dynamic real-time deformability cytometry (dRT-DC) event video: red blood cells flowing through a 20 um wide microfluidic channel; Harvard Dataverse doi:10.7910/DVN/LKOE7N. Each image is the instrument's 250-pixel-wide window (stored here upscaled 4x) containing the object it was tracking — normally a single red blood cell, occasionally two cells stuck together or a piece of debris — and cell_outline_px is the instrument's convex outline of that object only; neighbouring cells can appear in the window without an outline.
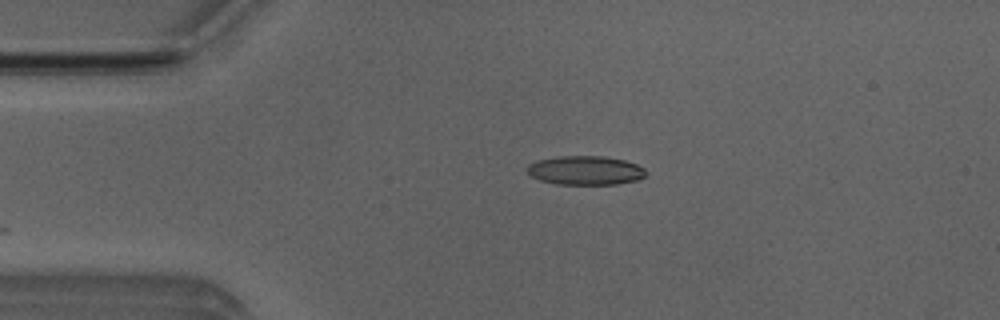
{"species": "Egyptian fruit bat (a non-hibernating species)", "species_latin": "Rousettus aegyptiacus", "temperature_condition": "room temperature", "stored_images_in_passage": 26, "camera_frame_rate_fps": 3000, "um_per_image_px": 0.085, "animal": {"sex": "male"}, "frame": {"image": 1, "passage_image": 1, "time_ms": 0.0, "image_size_px": [1000, 320], "cell_outline_px": [[648, 172], [640, 180], [616, 184], [556, 184], [540, 180], [532, 176], [524, 168], [528, 164], [540, 160], [556, 156], [604, 156], [624, 160], [636, 164], [644, 168]], "centroid_in_image_um": [49.77, 14.48], "position_along_channel_um": 35.2, "area_um2": 20.17}}
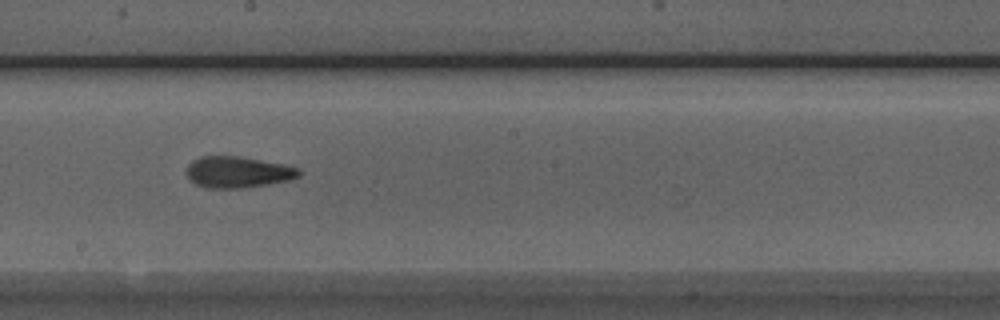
{"frame": {"image": 2, "passage_image": 18, "time_ms": 5.667, "image_size_px": [1000, 320], "cell_outline_px": [[300, 176], [288, 180], [268, 184], [240, 188], [204, 188], [196, 184], [188, 176], [188, 164], [192, 160], [200, 156], [236, 156], [284, 164], [300, 168]], "centroid_in_image_um": [20.22, 14.63], "position_along_channel_um": 228.0, "area_um2": 20.35}}
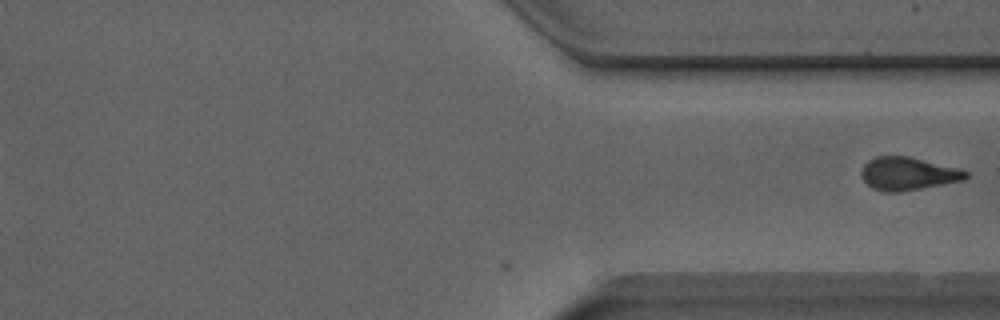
{"frame": {"image": 3, "passage_image": 26, "time_ms": 8.333, "image_size_px": [1000, 320], "cell_outline_px": [[968, 176], [964, 180], [920, 188], [896, 192], [884, 192], [872, 188], [860, 176], [860, 172], [864, 164], [868, 160], [876, 156], [908, 156], [956, 168], [968, 172]], "centroid_in_image_um": [77.12, 14.76], "position_along_channel_um": 334.3, "area_um2": 19.83}}